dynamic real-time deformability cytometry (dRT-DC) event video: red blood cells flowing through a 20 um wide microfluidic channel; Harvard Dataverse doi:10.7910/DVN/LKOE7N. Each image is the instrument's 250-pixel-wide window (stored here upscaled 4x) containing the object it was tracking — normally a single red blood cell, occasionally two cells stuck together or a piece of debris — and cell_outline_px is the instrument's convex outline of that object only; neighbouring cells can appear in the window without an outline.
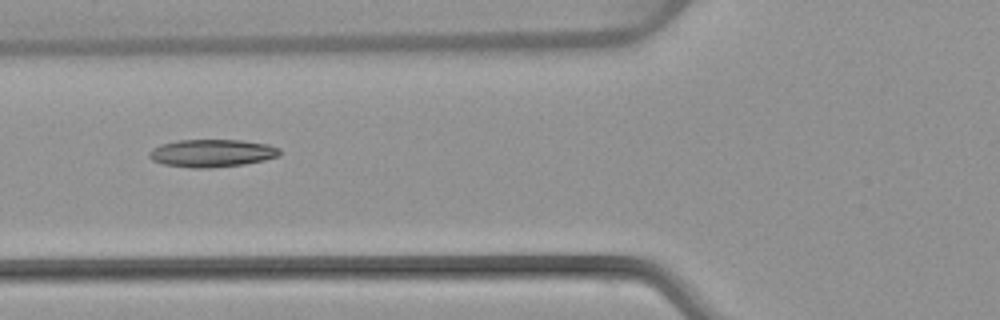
{"species": "common noctule bat (a hibernating species)", "species_latin": "Nyctalus noctula", "temperature_condition": "warm", "stored_images_in_passage": 5, "camera_frame_rate_fps": 3000, "um_per_image_px": 0.085, "animal": {"sex": "female", "body_mass_g": 22.7, "forearm_length_mm": 54.2}, "frame": {"image": 1, "passage_image": 4, "time_ms": 3.667, "image_size_px": [1000, 320], "cell_outline_px": [[280, 156], [264, 160], [244, 164], [212, 168], [192, 168], [164, 164], [152, 160], [148, 156], [148, 152], [152, 148], [160, 144], [176, 140], [240, 140], [268, 144], [280, 148]], "centroid_in_image_um": [18.0, 13.01], "position_along_channel_um": 107.8, "area_um2": 21.21}}
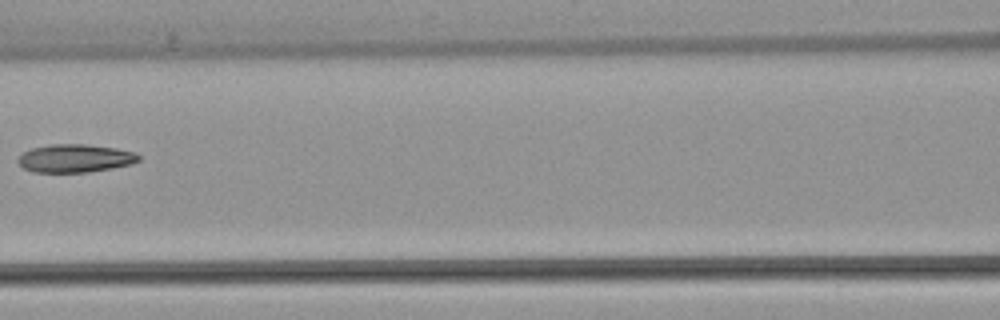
{"frame": {"image": 2, "passage_image": 5, "time_ms": 5.0, "image_size_px": [1000, 320], "cell_outline_px": [[140, 160], [132, 164], [112, 168], [88, 172], [32, 172], [24, 168], [16, 160], [24, 152], [32, 148], [52, 144], [84, 144], [116, 148], [136, 152], [140, 156]], "centroid_in_image_um": [6.41, 13.45], "position_along_channel_um": 160.2, "area_um2": 19.77}}